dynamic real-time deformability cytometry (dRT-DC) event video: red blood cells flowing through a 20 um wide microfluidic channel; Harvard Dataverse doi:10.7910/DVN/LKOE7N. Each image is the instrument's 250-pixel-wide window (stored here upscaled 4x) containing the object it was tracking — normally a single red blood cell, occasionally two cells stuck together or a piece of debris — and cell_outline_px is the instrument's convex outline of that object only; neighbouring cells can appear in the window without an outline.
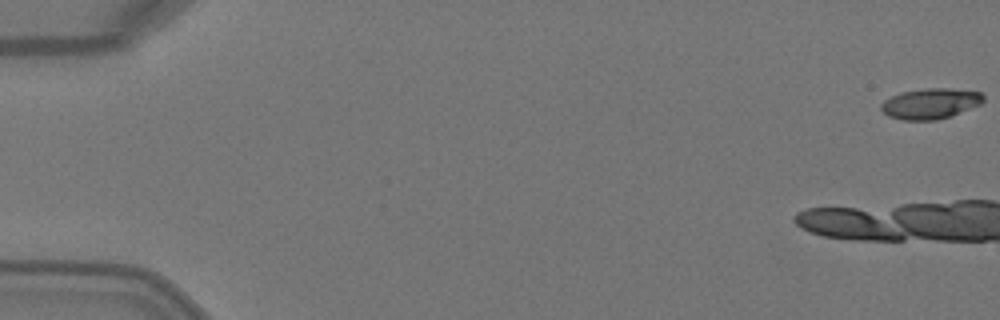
{"species": "Egyptian fruit bat (a non-hibernating species)", "species_latin": "Rousettus aegyptiacus", "temperature_condition": "warm", "stored_images_in_passage": 2, "camera_frame_rate_fps": 3000, "um_per_image_px": 0.085, "animal": {"sex": "female"}, "frame": {"image": 1, "passage_image": 1, "time_ms": 0.0, "image_size_px": [1000, 320], "cell_outline_px": [[984, 100], [980, 104], [948, 116], [936, 120], [900, 120], [888, 116], [880, 108], [880, 104], [884, 100], [900, 92], [928, 88], [952, 88], [980, 92], [984, 96]], "centroid_in_image_um": [79.05, 8.79], "position_along_channel_um": 6.0, "area_um2": 18.09}}